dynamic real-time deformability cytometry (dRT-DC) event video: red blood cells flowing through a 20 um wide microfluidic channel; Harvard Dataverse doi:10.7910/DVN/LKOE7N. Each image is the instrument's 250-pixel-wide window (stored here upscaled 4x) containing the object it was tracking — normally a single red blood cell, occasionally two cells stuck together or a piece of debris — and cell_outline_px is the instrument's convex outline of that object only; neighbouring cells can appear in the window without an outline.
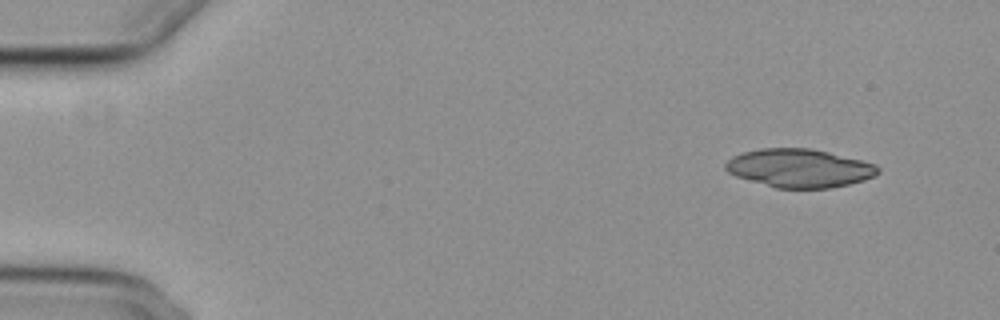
{"species": "common noctule bat (a hibernating species)", "species_latin": "Nyctalus noctula", "temperature_condition": "cold", "stored_images_in_passage": 51, "camera_frame_rate_fps": 3000, "um_per_image_px": 0.085, "animal": {"sex": "female", "body_mass_g": 29.2, "forearm_length_mm": 56.3}, "frame": {"image": 1, "passage_image": 1, "time_ms": 0.0, "image_size_px": [1000, 320], "cell_outline_px": [[880, 172], [876, 176], [864, 180], [832, 188], [776, 188], [736, 176], [728, 172], [724, 168], [724, 164], [732, 156], [744, 152], [760, 148], [808, 148], [828, 152], [876, 164], [880, 168]], "centroid_in_image_um": [67.95, 14.29], "position_along_channel_um": 17.0, "area_um2": 34.1}}
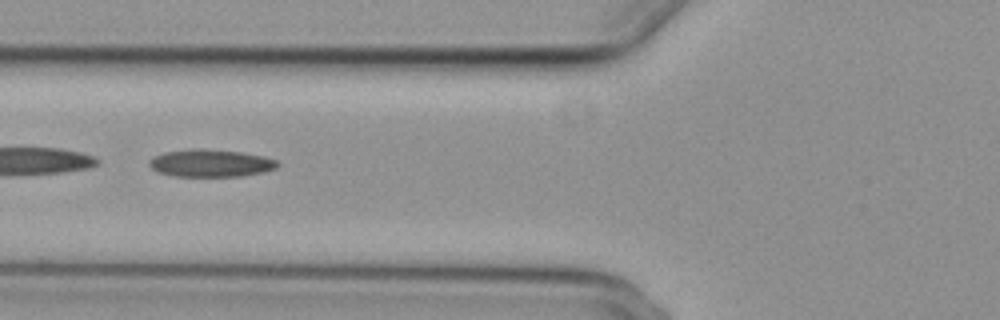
{"frame": {"image": 2, "passage_image": 18, "time_ms": 5.667, "image_size_px": [1000, 320], "cell_outline_px": [[280, 164], [276, 168], [264, 172], [240, 176], [176, 176], [160, 172], [152, 168], [148, 164], [148, 160], [164, 152], [192, 148], [200, 148], [240, 152], [264, 156], [276, 160]], "centroid_in_image_um": [17.92, 13.86], "position_along_channel_um": 107.9, "area_um2": 20.46}}
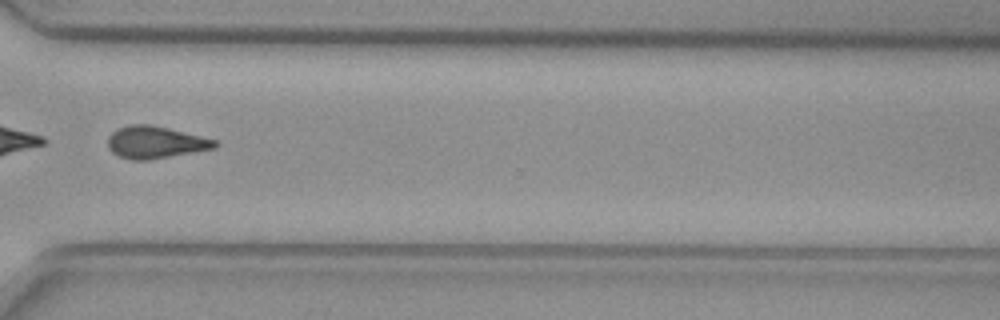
{"frame": {"image": 3, "passage_image": 38, "time_ms": 12.333, "image_size_px": [1000, 320], "cell_outline_px": [[220, 144], [216, 148], [148, 160], [132, 160], [120, 156], [112, 152], [108, 148], [108, 136], [112, 132], [120, 128], [132, 124], [148, 124], [168, 128], [216, 140]], "centroid_in_image_um": [13.21, 12.1], "position_along_channel_um": 357.4, "area_um2": 19.88}, "authors_computed_cell_mechanics": {"area_um2": 21.0392, "velocity_mm_per_s": 3.7444, "shape_relaxation_time_tau1_ms": null, "shape_relaxation_time_tau2_ms": 7.7464, "deformation_change_tau1": null, "deformation_change_tau2": 0.1645}}